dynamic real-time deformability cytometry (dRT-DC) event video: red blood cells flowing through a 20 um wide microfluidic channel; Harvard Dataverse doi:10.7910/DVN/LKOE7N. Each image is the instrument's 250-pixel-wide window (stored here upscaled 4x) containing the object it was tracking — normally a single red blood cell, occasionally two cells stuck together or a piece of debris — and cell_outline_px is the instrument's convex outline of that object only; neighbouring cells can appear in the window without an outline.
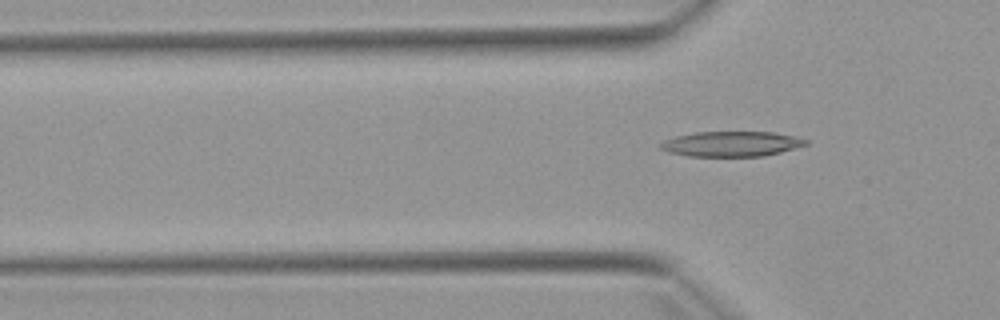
{"species": "Egyptian fruit bat (a non-hibernating species)", "species_latin": "Rousettus aegyptiacus", "temperature_condition": "warm", "stored_images_in_passage": 5, "camera_frame_rate_fps": 3000, "um_per_image_px": 0.085, "animal": {"sex": "female"}, "frame": {"image": 1, "passage_image": 5, "time_ms": 4.667, "image_size_px": [1000, 320], "cell_outline_px": [[808, 144], [780, 152], [764, 156], [688, 156], [668, 152], [660, 148], [660, 144], [664, 140], [676, 136], [696, 132], [772, 132], [796, 136], [808, 140]], "centroid_in_image_um": [62.17, 12.23], "position_along_channel_um": 63.6, "area_um2": 21.21}}